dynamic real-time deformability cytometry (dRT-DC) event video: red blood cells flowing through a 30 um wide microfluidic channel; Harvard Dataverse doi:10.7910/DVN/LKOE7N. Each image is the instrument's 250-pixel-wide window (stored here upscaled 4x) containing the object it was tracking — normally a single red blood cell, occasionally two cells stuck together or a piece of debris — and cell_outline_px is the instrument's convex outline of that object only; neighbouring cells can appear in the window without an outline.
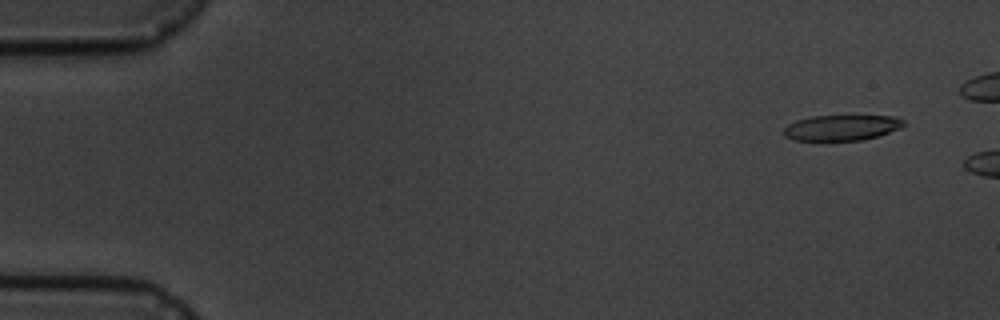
{"species": "common noctule bat (a hibernating species)", "species_latin": "Nyctalus noctula", "temperature_condition": "cold", "stored_images_in_passage": 3, "camera_frame_rate_fps": 3000, "um_per_image_px": 0.085, "animal": {"sex": "male", "body_mass_g": 19.5, "forearm_length_mm": 54.6}, "frame": {"image": 1, "passage_image": 1, "time_ms": 0.0, "image_size_px": [1000, 320], "cell_outline_px": [[904, 124], [900, 128], [876, 136], [860, 140], [820, 144], [792, 140], [784, 136], [784, 128], [788, 124], [796, 120], [812, 116], [896, 116], [904, 120]], "centroid_in_image_um": [71.43, 10.91], "position_along_channel_um": 13.6, "area_um2": 18.67}}